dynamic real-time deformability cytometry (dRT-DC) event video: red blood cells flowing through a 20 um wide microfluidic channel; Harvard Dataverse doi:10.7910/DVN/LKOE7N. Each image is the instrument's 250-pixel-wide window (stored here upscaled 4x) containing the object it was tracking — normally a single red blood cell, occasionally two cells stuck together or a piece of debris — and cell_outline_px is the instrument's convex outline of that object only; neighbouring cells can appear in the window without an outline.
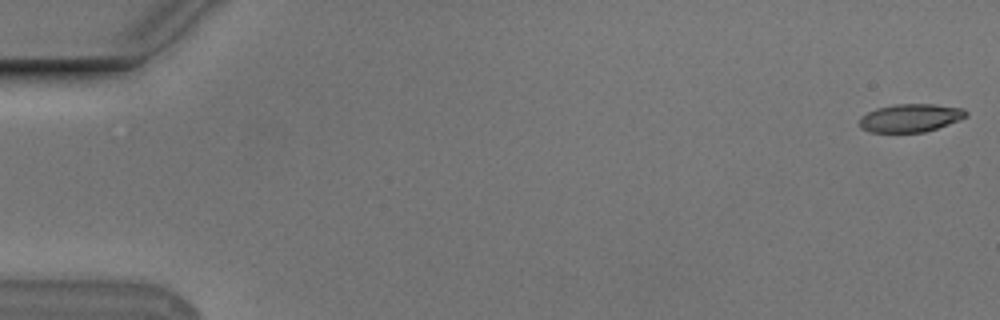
{"species": "Egyptian fruit bat (a non-hibernating species)", "species_latin": "Rousettus aegyptiacus", "temperature_condition": "cold", "stored_images_in_passage": 49, "camera_frame_rate_fps": 3000, "um_per_image_px": 0.085, "animal": {"sex": "male"}, "frame": {"image": 1, "passage_image": 1, "time_ms": 0.0, "image_size_px": [1000, 320], "cell_outline_px": [[968, 116], [960, 120], [924, 132], [872, 132], [860, 128], [860, 116], [876, 108], [892, 104], [936, 104], [964, 108], [968, 112]], "centroid_in_image_um": [77.4, 10.01], "position_along_channel_um": 7.6, "area_um2": 17.57}}
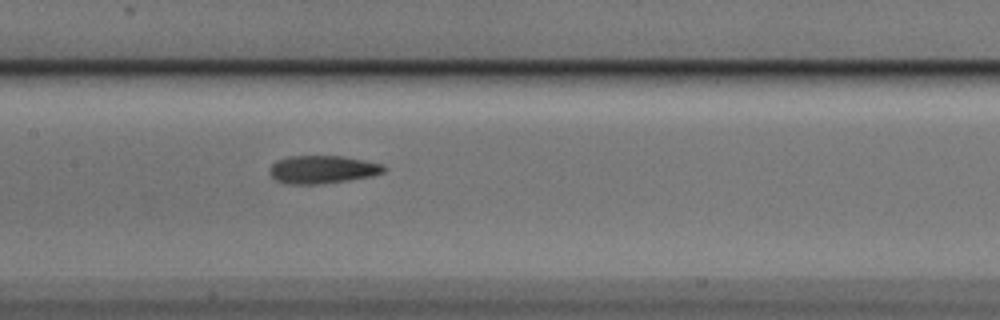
{"frame": {"image": 2, "passage_image": 27, "time_ms": 8.667, "image_size_px": [1000, 320], "cell_outline_px": [[388, 168], [384, 172], [372, 176], [348, 180], [316, 184], [288, 184], [276, 180], [268, 172], [268, 168], [276, 160], [288, 156], [344, 156], [384, 164]], "centroid_in_image_um": [27.41, 14.4], "position_along_channel_um": 180.0, "area_um2": 18.79}}
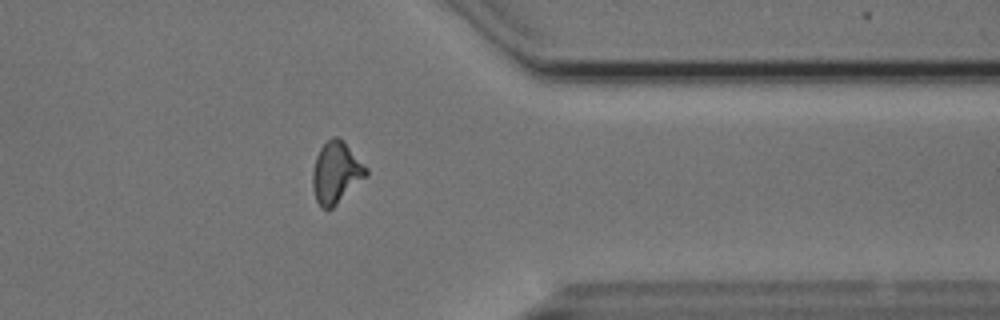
{"frame": {"image": 3, "passage_image": 44, "time_ms": 14.333, "image_size_px": [1000, 320], "cell_outline_px": [[368, 176], [332, 208], [320, 208], [316, 200], [312, 184], [312, 172], [316, 156], [320, 148], [332, 136], [336, 136], [368, 168]], "centroid_in_image_um": [28.56, 14.7], "position_along_channel_um": 382.8, "area_um2": 18.9}}